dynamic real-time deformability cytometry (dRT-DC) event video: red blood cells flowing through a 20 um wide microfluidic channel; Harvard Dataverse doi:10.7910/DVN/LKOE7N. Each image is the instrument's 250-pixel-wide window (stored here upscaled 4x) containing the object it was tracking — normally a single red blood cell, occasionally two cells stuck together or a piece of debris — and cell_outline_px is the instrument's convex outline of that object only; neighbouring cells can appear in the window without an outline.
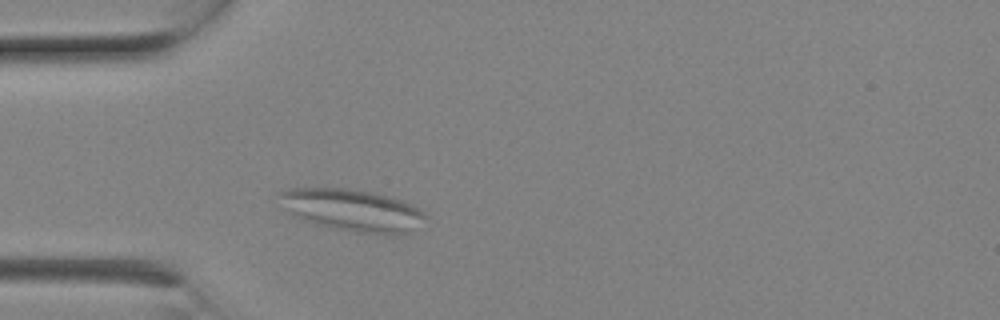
{"species": "Egyptian fruit bat (a non-hibernating species)", "species_latin": "Rousettus aegyptiacus", "temperature_condition": "room temperature", "stored_images_in_passage": 2, "camera_frame_rate_fps": 3000, "um_per_image_px": 0.085, "animal": {"sex": "female"}, "frame": {"image": 1, "passage_image": 2, "time_ms": 0.333, "image_size_px": [1000, 320], "cell_outline_px": [[424, 216], [412, 232], [400, 236], [384, 236], [356, 232], [316, 224], [304, 220], [296, 216], [276, 196], [280, 192], [288, 188], [348, 188], [372, 192], [392, 196], [412, 204], [424, 212]], "centroid_in_image_um": [30.01, 17.87], "position_along_channel_um": 55.0, "area_um2": 35.84}}